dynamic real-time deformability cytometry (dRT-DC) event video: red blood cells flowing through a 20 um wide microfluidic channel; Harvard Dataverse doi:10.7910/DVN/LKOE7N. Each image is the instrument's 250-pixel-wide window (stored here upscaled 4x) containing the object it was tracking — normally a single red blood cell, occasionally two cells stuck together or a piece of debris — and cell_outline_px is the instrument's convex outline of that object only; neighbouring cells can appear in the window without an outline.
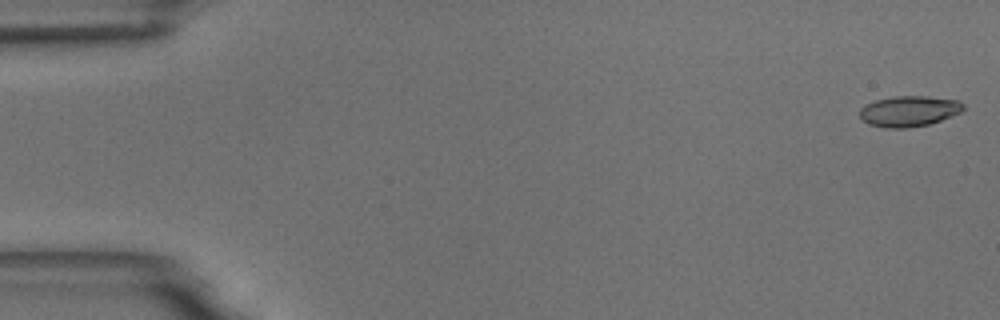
{"species": "common noctule bat (a hibernating species)", "species_latin": "Nyctalus noctula", "temperature_condition": "room temperature", "stored_images_in_passage": 55, "camera_frame_rate_fps": 3000, "um_per_image_px": 0.085, "animal": {"sex": "male", "body_mass_g": 18.8}, "frame": {"image": 1, "passage_image": 1, "time_ms": 0.0, "image_size_px": [1000, 320], "cell_outline_px": [[964, 108], [960, 112], [940, 120], [928, 124], [904, 128], [884, 128], [868, 124], [860, 116], [860, 108], [876, 100], [896, 96], [924, 96], [960, 100], [964, 104]], "centroid_in_image_um": [77.27, 9.44], "position_along_channel_um": 7.7, "area_um2": 18.32}}
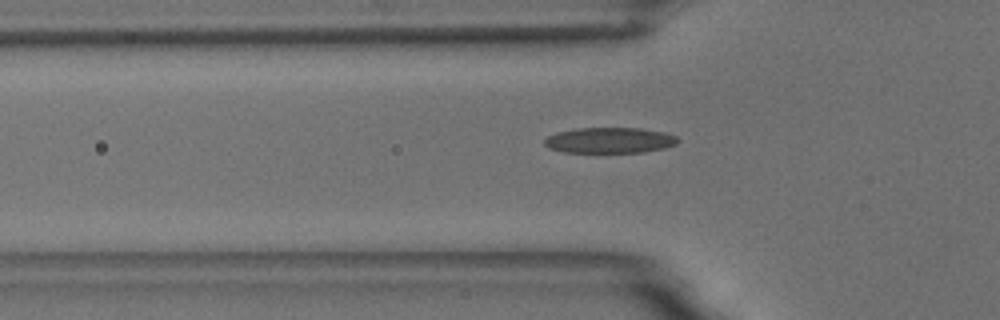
{"frame": {"image": 2, "passage_image": 18, "time_ms": 5.667, "image_size_px": [1000, 320], "cell_outline_px": [[680, 140], [676, 144], [664, 148], [644, 152], [564, 152], [548, 148], [544, 144], [544, 140], [548, 136], [556, 132], [576, 128], [640, 128], [664, 132], [676, 136]], "centroid_in_image_um": [51.81, 11.92], "position_along_channel_um": 74.0, "area_um2": 20.0}}
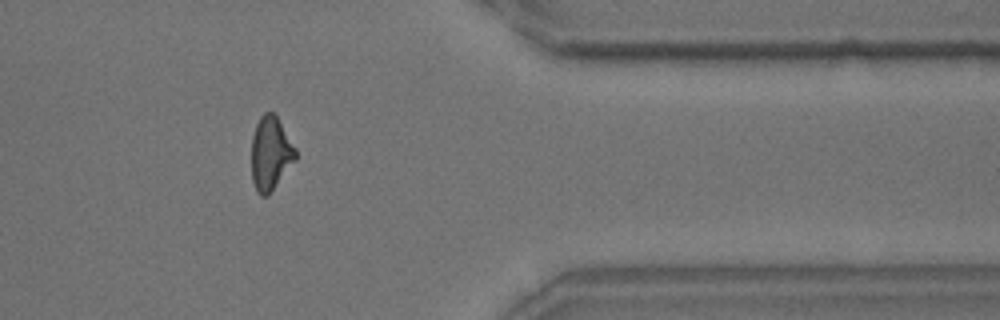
{"frame": {"image": 3, "passage_image": 45, "time_ms": 14.667, "image_size_px": [1000, 320], "cell_outline_px": [[296, 160], [268, 196], [260, 196], [256, 192], [252, 180], [252, 136], [256, 124], [260, 116], [264, 112], [276, 112], [296, 148]], "centroid_in_image_um": [23.01, 13.02], "position_along_channel_um": 388.4, "area_um2": 19.31}, "authors_computed_cell_mechanics": {"area_um2": 19.0162, "velocity_mm_per_s": 3.6796, "shape_relaxation_time_tau1_ms": 5.4619, "shape_relaxation_time_tau2_ms": 2.3974, "deformation_change_tau1": 0.1775, "deformation_change_tau2": 0.1084}}